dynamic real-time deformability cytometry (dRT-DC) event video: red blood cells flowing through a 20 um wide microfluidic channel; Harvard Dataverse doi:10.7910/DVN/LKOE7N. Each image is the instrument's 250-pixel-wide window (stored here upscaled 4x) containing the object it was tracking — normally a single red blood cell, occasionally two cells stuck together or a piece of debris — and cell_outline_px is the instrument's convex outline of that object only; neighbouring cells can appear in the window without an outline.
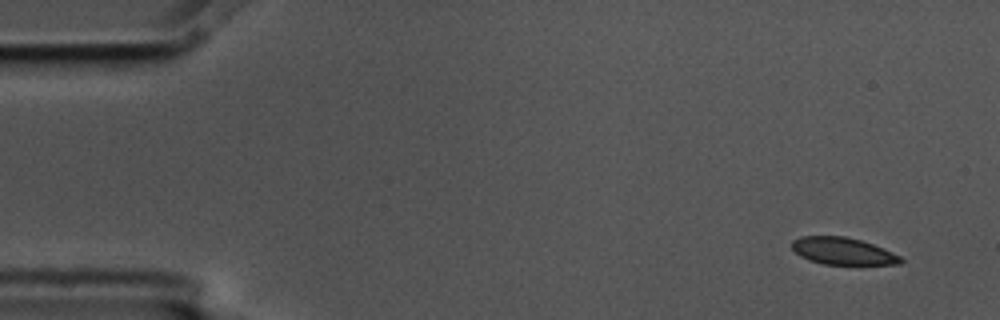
{"species": "common noctule bat (a hibernating species)", "species_latin": "Nyctalus noctula", "temperature_condition": "cold", "stored_images_in_passage": 5, "camera_frame_rate_fps": 3000, "um_per_image_px": 0.085, "animal": {"sex": "male", "body_mass_g": 17.5, "forearm_length_mm": 52.3}, "frame": {"image": 1, "passage_image": 1, "time_ms": 0.0, "image_size_px": [1000, 320], "cell_outline_px": [[904, 260], [900, 264], [824, 264], [808, 260], [800, 256], [792, 248], [792, 240], [800, 236], [844, 236], [860, 240], [884, 248], [900, 256]], "centroid_in_image_um": [71.62, 21.34], "position_along_channel_um": 13.4, "area_um2": 17.11}}